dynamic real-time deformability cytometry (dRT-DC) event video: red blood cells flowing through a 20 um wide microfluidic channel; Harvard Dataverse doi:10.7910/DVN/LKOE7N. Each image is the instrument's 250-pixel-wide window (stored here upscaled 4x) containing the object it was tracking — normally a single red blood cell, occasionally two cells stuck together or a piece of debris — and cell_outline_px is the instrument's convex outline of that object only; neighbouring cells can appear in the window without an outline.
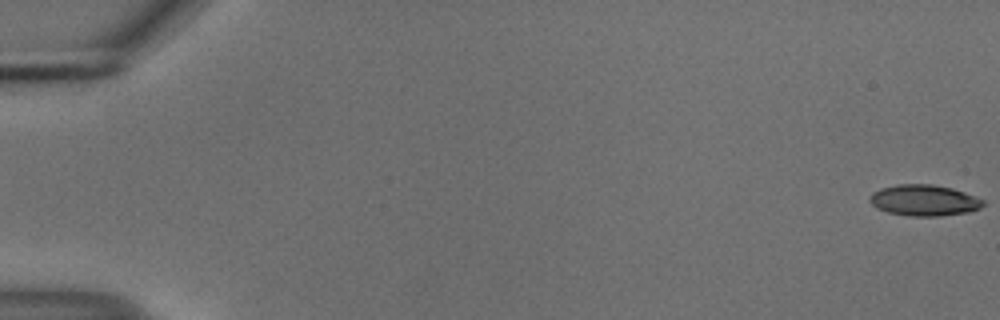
{"species": "common noctule bat (a hibernating species)", "species_latin": "Nyctalus noctula", "temperature_condition": "cold", "stored_images_in_passage": 44, "camera_frame_rate_fps": 3000, "um_per_image_px": 0.085, "animal": {"sex": "male", "body_mass_g": 18.8}, "frame": {"image": 1, "passage_image": 1, "time_ms": 0.0, "image_size_px": [1000, 320], "cell_outline_px": [[984, 204], [980, 208], [968, 212], [940, 216], [912, 216], [888, 212], [876, 208], [868, 200], [868, 196], [872, 192], [880, 188], [896, 184], [932, 184], [952, 188], [964, 192], [984, 200]], "centroid_in_image_um": [78.51, 17.02], "position_along_channel_um": 6.5, "area_um2": 20.63}}
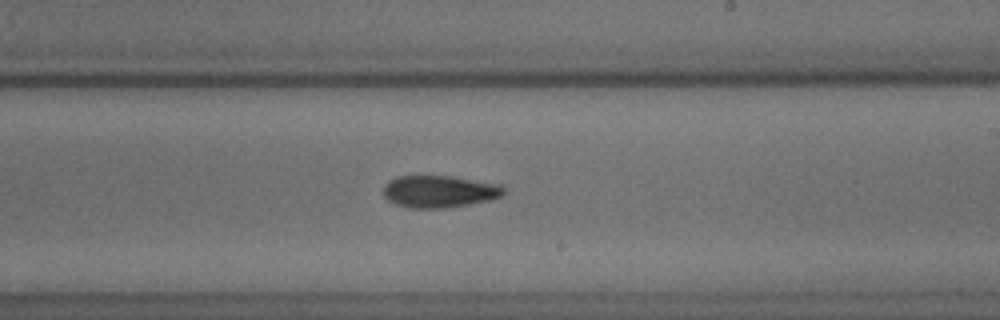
{"frame": {"image": 2, "passage_image": 34, "time_ms": 11.0, "image_size_px": [1000, 320], "cell_outline_px": [[504, 192], [500, 196], [492, 200], [440, 208], [412, 208], [396, 204], [388, 200], [384, 196], [384, 184], [388, 180], [396, 176], [448, 176], [500, 184], [504, 188]], "centroid_in_image_um": [37.31, 16.27], "position_along_channel_um": 251.7, "area_um2": 22.31}}
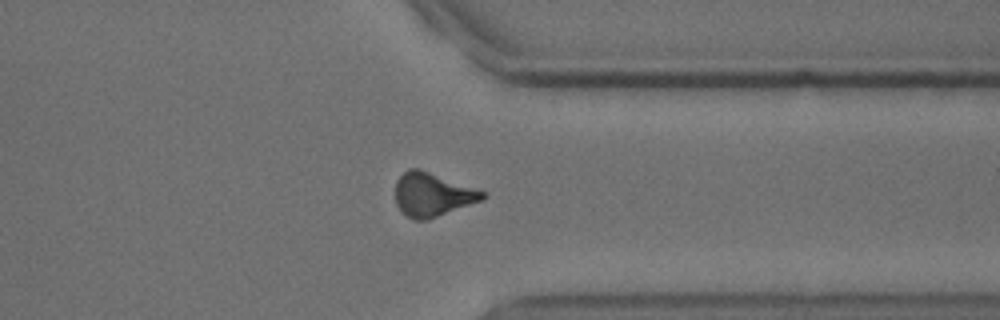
{"frame": {"image": 3, "passage_image": 44, "time_ms": 14.333, "image_size_px": [1000, 320], "cell_outline_px": [[488, 196], [484, 200], [428, 220], [412, 220], [396, 204], [396, 180], [408, 168], [420, 168], [488, 192]], "centroid_in_image_um": [36.81, 16.53], "position_along_channel_um": 374.6, "area_um2": 22.54}, "authors_computed_cell_mechanics": {"area_um2": 21.8484, "velocity_mm_per_s": 3.7299, "shape_relaxation_time_tau1_ms": 4.8028, "shape_relaxation_time_tau2_ms": 7.6492, "deformation_change_tau1": 0.1384, "deformation_change_tau2": 0.1684}}